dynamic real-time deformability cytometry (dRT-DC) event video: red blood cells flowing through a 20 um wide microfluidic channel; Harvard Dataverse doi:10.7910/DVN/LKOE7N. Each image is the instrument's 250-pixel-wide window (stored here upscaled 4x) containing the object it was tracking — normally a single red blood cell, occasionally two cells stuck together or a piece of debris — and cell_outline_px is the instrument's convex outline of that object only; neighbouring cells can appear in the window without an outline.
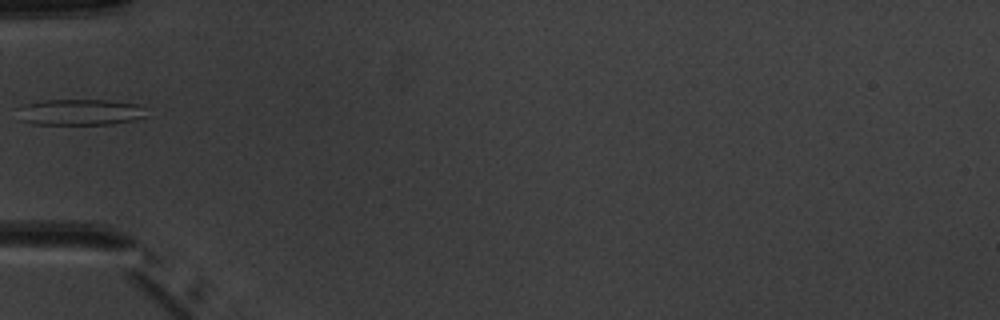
{"species": "common noctule bat (a hibernating species)", "species_latin": "Nyctalus noctula", "temperature_condition": "warm", "stored_images_in_passage": 7, "camera_frame_rate_fps": 3000, "um_per_image_px": 0.085, "animal": {"sex": "male", "body_mass_g": 20.1, "forearm_length_mm": 53.5}, "frame": {"image": 1, "passage_image": 6, "time_ms": 6.0, "image_size_px": [1000, 320], "cell_outline_px": [[148, 116], [136, 120], [112, 124], [32, 124], [16, 120], [16, 108], [24, 104], [44, 100], [108, 100], [136, 104], [144, 108]], "centroid_in_image_um": [6.73, 9.54], "position_along_channel_um": 78.3, "area_um2": 20.06}}
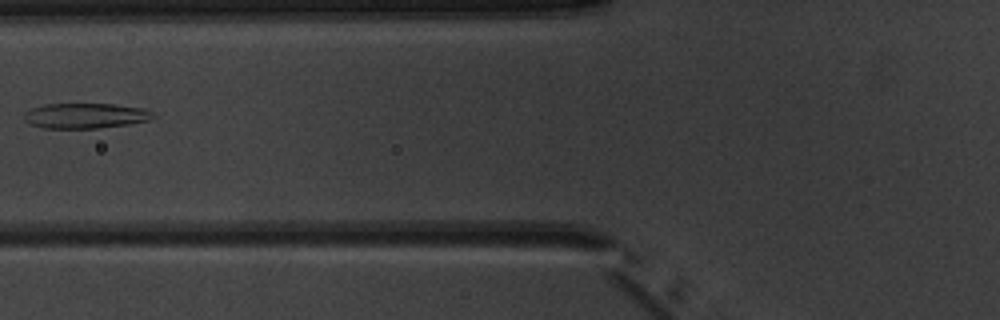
{"frame": {"image": 2, "passage_image": 7, "time_ms": 7.0, "image_size_px": [1000, 320], "cell_outline_px": [[156, 116], [148, 120], [128, 124], [100, 128], [40, 128], [24, 120], [24, 112], [32, 108], [44, 104], [112, 104], [144, 108], [152, 112]], "centroid_in_image_um": [7.25, 9.84], "position_along_channel_um": 118.6, "area_um2": 18.96}}